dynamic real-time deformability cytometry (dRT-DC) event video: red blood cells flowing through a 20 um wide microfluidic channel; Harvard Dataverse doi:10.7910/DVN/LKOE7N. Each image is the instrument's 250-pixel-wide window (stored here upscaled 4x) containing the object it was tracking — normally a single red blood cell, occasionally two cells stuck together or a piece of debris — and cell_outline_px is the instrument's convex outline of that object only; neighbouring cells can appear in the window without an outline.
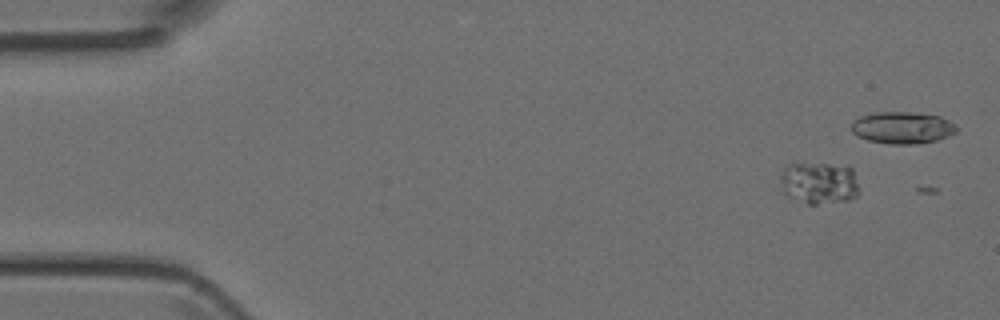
{"species": "Egyptian fruit bat (a non-hibernating species)", "species_latin": "Rousettus aegyptiacus", "temperature_condition": "room temperature", "stored_images_in_passage": 3, "camera_frame_rate_fps": 3000, "um_per_image_px": 0.085, "animal": {"sex": "female"}, "frame": {"image": 1, "passage_image": 2, "time_ms": 0.333, "image_size_px": [1000, 320], "cell_outline_px": [[860, 192], [856, 196], [848, 200], [816, 204], [808, 204], [788, 196], [784, 192], [780, 180], [780, 176], [784, 168], [788, 164], [848, 164], [852, 168]], "centroid_in_image_um": [69.65, 15.54], "position_along_channel_um": 15.3, "area_um2": 19.36}}